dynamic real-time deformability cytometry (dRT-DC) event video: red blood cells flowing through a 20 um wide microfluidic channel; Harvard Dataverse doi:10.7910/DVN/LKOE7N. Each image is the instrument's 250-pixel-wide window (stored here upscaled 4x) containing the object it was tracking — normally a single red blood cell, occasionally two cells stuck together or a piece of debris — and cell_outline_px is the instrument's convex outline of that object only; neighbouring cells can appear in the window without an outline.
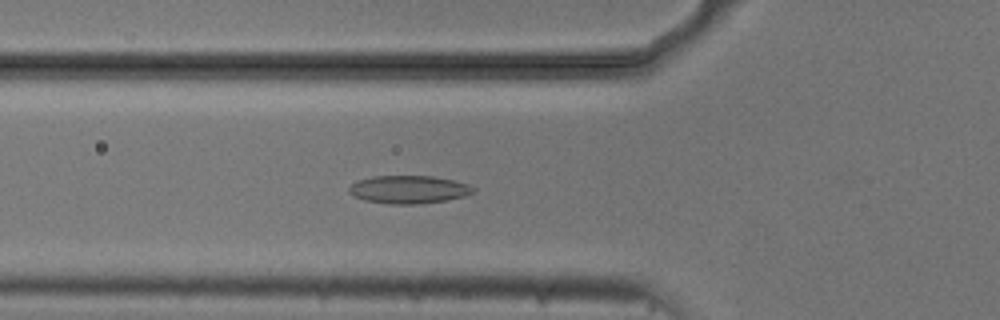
{"species": "common noctule bat (a hibernating species)", "species_latin": "Nyctalus noctula", "temperature_condition": "cold", "stored_images_in_passage": 50, "camera_frame_rate_fps": 3000, "um_per_image_px": 0.085, "animal": {"sex": "male", "body_mass_g": 20.5, "forearm_length_mm": 52.5}, "frame": {"image": 1, "passage_image": 17, "time_ms": 5.333, "image_size_px": [1000, 320], "cell_outline_px": [[476, 192], [464, 196], [444, 200], [416, 204], [388, 204], [364, 200], [352, 196], [348, 192], [348, 188], [356, 180], [372, 176], [432, 176], [452, 180], [468, 184], [476, 188]], "centroid_in_image_um": [34.7, 16.1], "position_along_channel_um": 91.1, "area_um2": 20.35}}
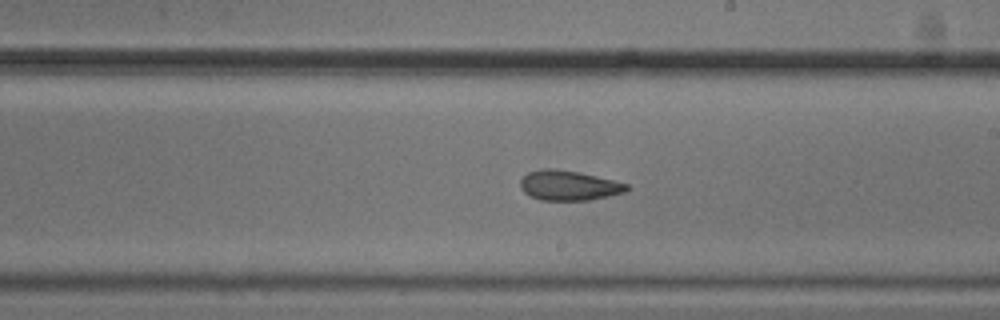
{"frame": {"image": 2, "passage_image": 29, "time_ms": 9.333, "image_size_px": [1000, 320], "cell_outline_px": [[632, 188], [624, 192], [608, 196], [588, 200], [540, 200], [524, 192], [520, 188], [520, 180], [528, 172], [544, 168], [552, 168], [576, 172], [596, 176], [628, 184]], "centroid_in_image_um": [48.34, 15.76], "position_along_channel_um": 240.7, "area_um2": 18.38}}
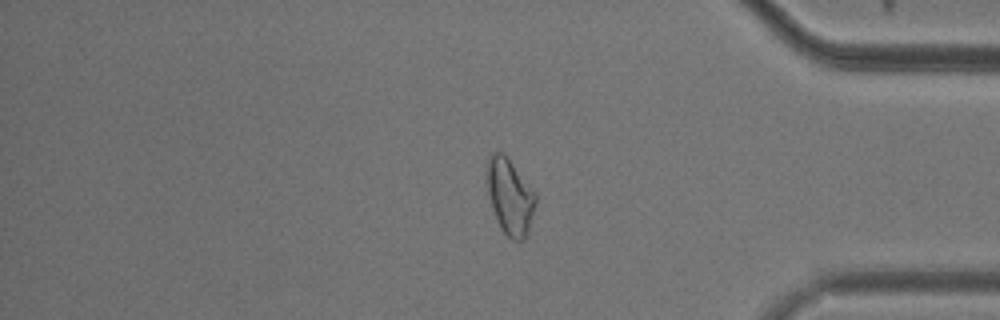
{"frame": {"image": 3, "passage_image": 43, "time_ms": 14.0, "image_size_px": [1000, 320], "cell_outline_px": [[536, 204], [528, 232], [524, 240], [512, 240], [504, 232], [492, 208], [488, 192], [488, 156], [492, 152], [504, 152], [508, 156], [536, 192]], "centroid_in_image_um": [43.38, 16.67], "position_along_channel_um": 391.8, "area_um2": 21.44}, "authors_computed_cell_mechanics": {"area_um2": 20.3456, "velocity_mm_per_s": 3.718, "shape_relaxation_time_tau1_ms": null, "shape_relaxation_time_tau2_ms": 4.5754, "deformation_change_tau1": null, "deformation_change_tau2": 0.1065}}